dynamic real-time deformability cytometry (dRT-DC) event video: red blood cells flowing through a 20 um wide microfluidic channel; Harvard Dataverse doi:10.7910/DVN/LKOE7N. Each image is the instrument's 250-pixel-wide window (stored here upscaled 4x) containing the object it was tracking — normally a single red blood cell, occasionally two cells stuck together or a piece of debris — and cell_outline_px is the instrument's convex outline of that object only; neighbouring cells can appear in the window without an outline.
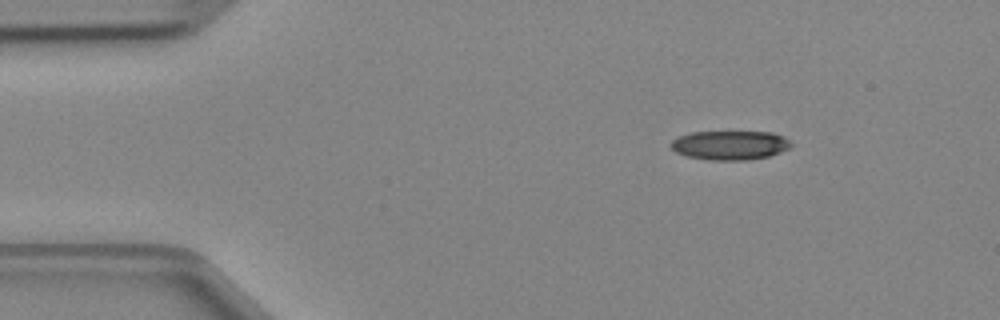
{"species": "Egyptian fruit bat (a non-hibernating species)", "species_latin": "Rousettus aegyptiacus", "temperature_condition": "cold", "stored_images_in_passage": 3, "camera_frame_rate_fps": 3000, "um_per_image_px": 0.085, "animal": {"sex": "female"}, "frame": {"image": 1, "passage_image": 1, "time_ms": 0.0, "image_size_px": [1000, 320], "cell_outline_px": [[792, 144], [788, 148], [780, 152], [768, 156], [748, 160], [708, 160], [688, 156], [676, 152], [668, 144], [676, 136], [688, 132], [772, 132], [784, 136]], "centroid_in_image_um": [62.0, 12.33], "position_along_channel_um": 23.0, "area_um2": 20.52}}
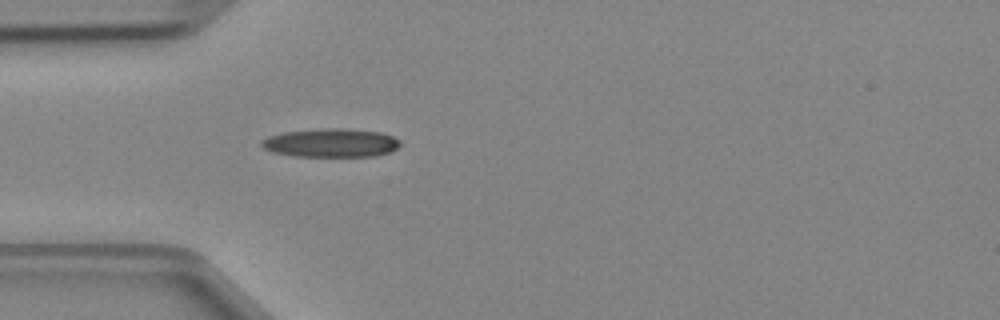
{"frame": {"image": 2, "passage_image": 3, "time_ms": 0.667, "image_size_px": [1000, 320], "cell_outline_px": [[400, 144], [392, 152], [376, 156], [292, 156], [272, 152], [264, 148], [260, 144], [260, 140], [268, 136], [284, 132], [328, 128], [344, 128], [380, 132], [392, 136], [400, 140]], "centroid_in_image_um": [28.13, 12.15], "position_along_channel_um": 56.9, "area_um2": 23.18}}